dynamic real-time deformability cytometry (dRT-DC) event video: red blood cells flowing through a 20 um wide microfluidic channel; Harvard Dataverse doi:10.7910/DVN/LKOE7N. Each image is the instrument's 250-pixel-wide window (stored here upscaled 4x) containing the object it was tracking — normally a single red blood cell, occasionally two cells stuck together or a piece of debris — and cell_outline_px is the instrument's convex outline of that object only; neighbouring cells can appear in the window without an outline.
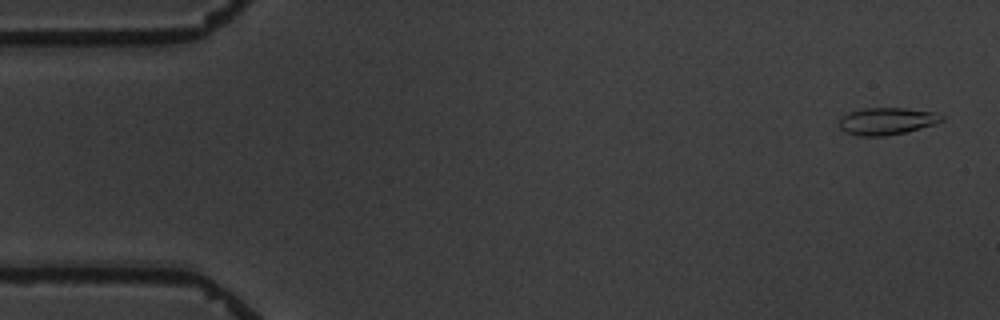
{"species": "common noctule bat (a hibernating species)", "species_latin": "Nyctalus noctula", "temperature_condition": "warm", "stored_images_in_passage": 5, "camera_frame_rate_fps": 3000, "um_per_image_px": 0.085, "animal": {"sex": "male", "body_mass_g": 19.5, "forearm_length_mm": 54.6}, "frame": {"image": 1, "passage_image": 1, "time_ms": 0.0, "image_size_px": [1000, 320], "cell_outline_px": [[944, 120], [936, 124], [904, 132], [884, 136], [860, 136], [844, 132], [840, 128], [840, 116], [848, 112], [864, 108], [904, 108], [936, 112], [944, 116]], "centroid_in_image_um": [75.38, 10.29], "position_along_channel_um": 9.6, "area_um2": 16.3}}